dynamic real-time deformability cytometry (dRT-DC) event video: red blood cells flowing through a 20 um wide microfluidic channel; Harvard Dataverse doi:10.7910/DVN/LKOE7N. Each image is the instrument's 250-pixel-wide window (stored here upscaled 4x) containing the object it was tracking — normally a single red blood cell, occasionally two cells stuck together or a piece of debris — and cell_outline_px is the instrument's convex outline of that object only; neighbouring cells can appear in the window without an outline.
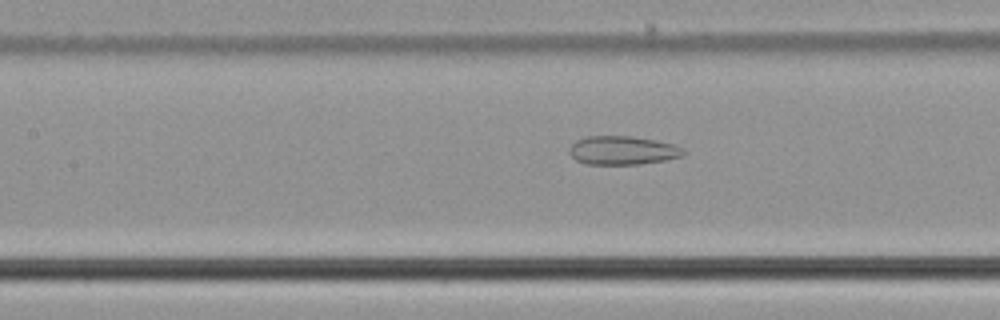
{"species": "common noctule bat (a hibernating species)", "species_latin": "Nyctalus noctula", "temperature_condition": "cold", "stored_images_in_passage": 37, "camera_frame_rate_fps": 3000, "um_per_image_px": 0.085, "animal": {"sex": "male", "body_mass_g": 21.5, "forearm_length_mm": 52.0}, "frame": {"image": 1, "passage_image": 7, "time_ms": 2.0, "image_size_px": [1000, 320], "cell_outline_px": [[688, 152], [684, 156], [664, 160], [640, 164], [584, 164], [576, 160], [568, 152], [568, 148], [576, 140], [588, 136], [632, 136], [656, 140], [676, 144], [684, 148]], "centroid_in_image_um": [52.96, 12.78], "position_along_channel_um": 154.4, "area_um2": 19.36}}
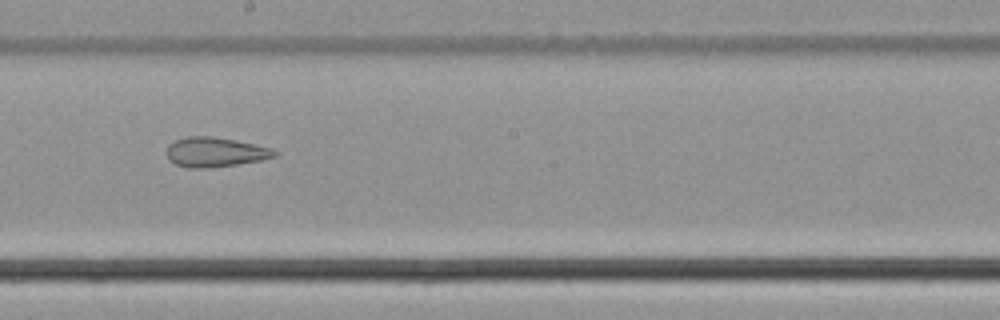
{"frame": {"image": 2, "passage_image": 13, "time_ms": 4.0, "image_size_px": [1000, 320], "cell_outline_px": [[280, 152], [276, 156], [260, 160], [236, 164], [208, 168], [188, 168], [176, 164], [168, 160], [168, 144], [176, 140], [188, 136], [212, 136], [272, 148]], "centroid_in_image_um": [18.28, 12.93], "position_along_channel_um": 229.9, "area_um2": 18.44}}
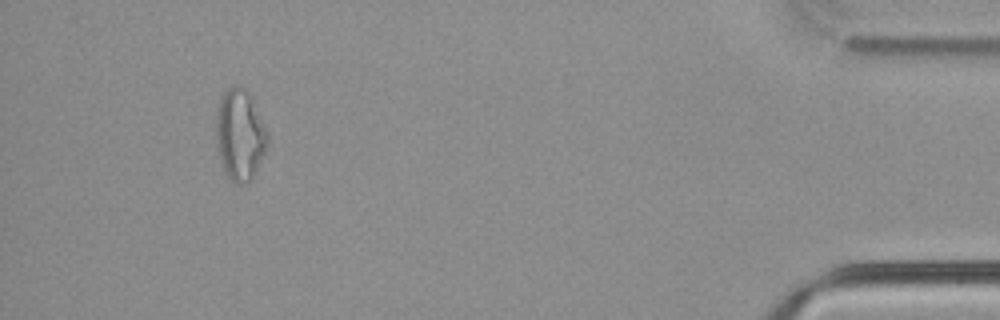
{"frame": {"image": 3, "passage_image": 33, "time_ms": 10.667, "image_size_px": [1000, 320], "cell_outline_px": [[268, 140], [264, 152], [256, 172], [248, 184], [236, 184], [224, 172], [220, 160], [216, 136], [216, 112], [224, 88], [232, 84], [240, 84], [252, 96], [268, 136]], "centroid_in_image_um": [20.37, 11.42], "position_along_channel_um": 414.8, "area_um2": 27.51}}